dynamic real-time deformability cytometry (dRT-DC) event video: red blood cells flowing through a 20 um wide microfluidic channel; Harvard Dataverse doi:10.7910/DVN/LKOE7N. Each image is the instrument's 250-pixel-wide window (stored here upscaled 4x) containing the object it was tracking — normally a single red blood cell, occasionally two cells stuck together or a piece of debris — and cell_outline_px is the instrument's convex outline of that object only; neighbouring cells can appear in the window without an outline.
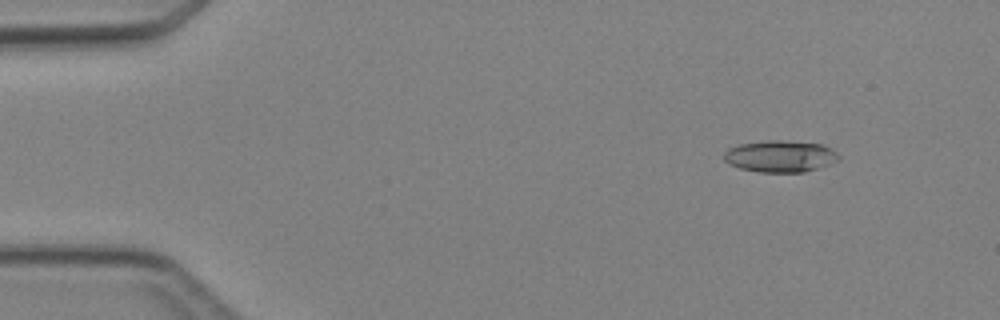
{"species": "Egyptian fruit bat (a non-hibernating species)", "species_latin": "Rousettus aegyptiacus", "temperature_condition": "cold", "stored_images_in_passage": 3, "camera_frame_rate_fps": 3000, "um_per_image_px": 0.085, "animal": {"sex": "female"}, "frame": {"image": 1, "passage_image": 1, "time_ms": 0.0, "image_size_px": [1000, 320], "cell_outline_px": [[840, 160], [804, 172], [760, 172], [740, 168], [724, 160], [724, 152], [728, 148], [740, 144], [768, 140], [780, 140], [824, 144], [832, 148], [840, 156]], "centroid_in_image_um": [66.35, 13.27], "position_along_channel_um": 18.7, "area_um2": 21.15}}
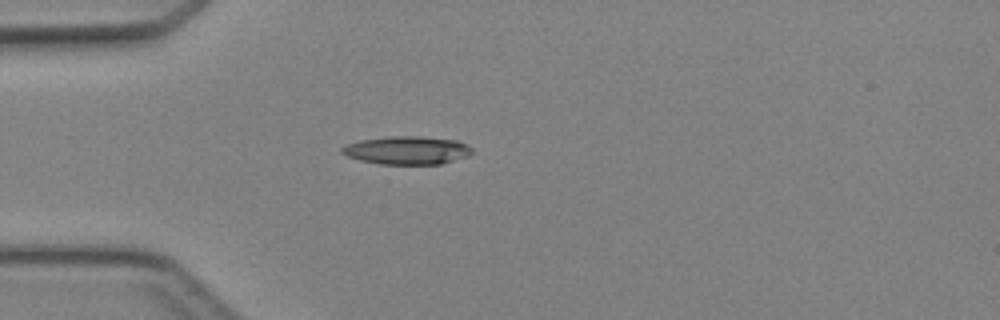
{"frame": {"image": 2, "passage_image": 3, "time_ms": 2.667, "image_size_px": [1000, 320], "cell_outline_px": [[472, 152], [468, 156], [440, 164], [380, 164], [360, 160], [348, 156], [340, 152], [340, 148], [344, 144], [360, 140], [388, 136], [420, 136], [456, 140], [472, 148]], "centroid_in_image_um": [34.55, 12.77], "position_along_channel_um": 50.4, "area_um2": 21.39}}